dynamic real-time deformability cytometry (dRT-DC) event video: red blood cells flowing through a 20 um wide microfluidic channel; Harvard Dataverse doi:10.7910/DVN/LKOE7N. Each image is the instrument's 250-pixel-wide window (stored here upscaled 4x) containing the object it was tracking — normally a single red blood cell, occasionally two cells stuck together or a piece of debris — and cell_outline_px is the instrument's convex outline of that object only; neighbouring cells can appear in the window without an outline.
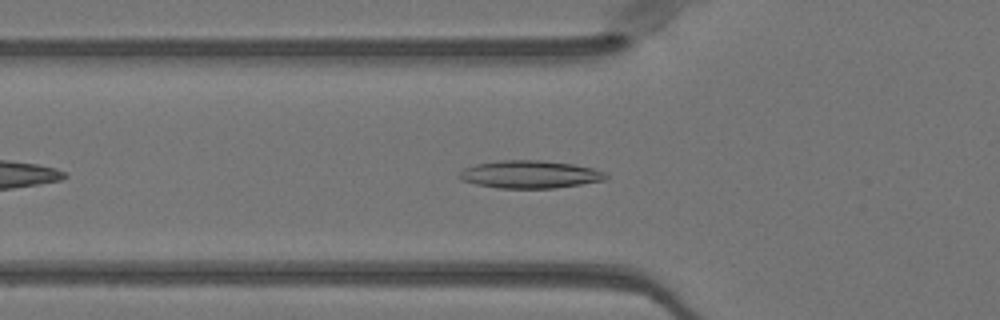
{"species": "Egyptian fruit bat (a non-hibernating species)", "species_latin": "Rousettus aegyptiacus", "temperature_condition": "warm", "stored_images_in_passage": 40, "camera_frame_rate_fps": 3000, "um_per_image_px": 0.085, "animal": {"sex": "female"}, "frame": {"image": 1, "passage_image": 7, "time_ms": 2.0, "image_size_px": [1000, 320], "cell_outline_px": [[608, 176], [604, 180], [556, 188], [496, 188], [476, 184], [460, 180], [456, 176], [464, 168], [476, 164], [500, 160], [544, 160], [572, 164], [592, 168], [608, 172]], "centroid_in_image_um": [45.02, 14.82], "position_along_channel_um": 80.8, "area_um2": 23.81}}
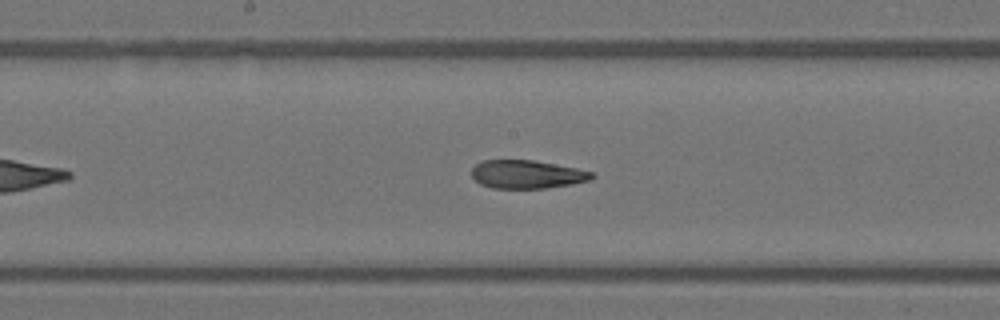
{"frame": {"image": 2, "passage_image": 16, "time_ms": 5.0, "image_size_px": [1000, 320], "cell_outline_px": [[596, 176], [592, 180], [572, 184], [544, 188], [492, 188], [480, 184], [472, 176], [472, 168], [476, 164], [484, 160], [532, 160], [576, 168], [592, 172]], "centroid_in_image_um": [44.8, 14.82], "position_along_channel_um": 203.4, "area_um2": 19.77}}
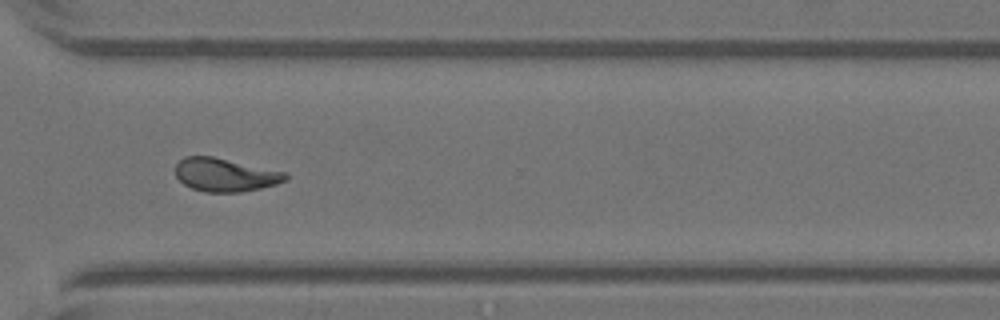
{"frame": {"image": 3, "passage_image": 27, "time_ms": 8.667, "image_size_px": [1000, 320], "cell_outline_px": [[288, 180], [276, 184], [260, 188], [240, 192], [204, 192], [192, 188], [184, 184], [176, 176], [176, 164], [184, 156], [212, 156], [284, 172], [288, 176]], "centroid_in_image_um": [19.12, 14.86], "position_along_channel_um": 351.5, "area_um2": 21.15}, "authors_computed_cell_mechanics": {"area_um2": 21.2415, "velocity_mm_per_s": 4.0516, "shape_relaxation_time_tau1_ms": null, "shape_relaxation_time_tau2_ms": 2.5633, "deformation_change_tau1": null, "deformation_change_tau2": 0.0929}}